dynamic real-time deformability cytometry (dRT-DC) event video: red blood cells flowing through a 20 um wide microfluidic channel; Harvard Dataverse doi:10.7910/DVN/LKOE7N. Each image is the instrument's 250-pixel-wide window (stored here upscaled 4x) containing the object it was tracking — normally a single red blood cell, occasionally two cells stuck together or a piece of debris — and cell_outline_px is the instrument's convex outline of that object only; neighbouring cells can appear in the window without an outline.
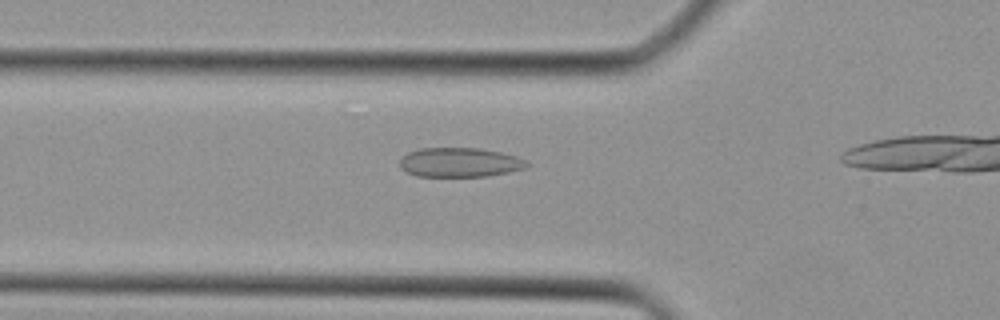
{"species": "Egyptian fruit bat (a non-hibernating species)", "species_latin": "Rousettus aegyptiacus", "temperature_condition": "cold", "stored_images_in_passage": 7, "camera_frame_rate_fps": 3000, "um_per_image_px": 0.085, "animal": {"sex": "female"}, "frame": {"image": 1, "passage_image": 3, "time_ms": 0.667, "image_size_px": [1000, 320], "cell_outline_px": [[532, 164], [524, 168], [508, 172], [488, 176], [416, 176], [400, 168], [400, 160], [408, 152], [420, 148], [476, 148], [500, 152], [516, 156]], "centroid_in_image_um": [39.08, 13.8], "position_along_channel_um": 86.7, "area_um2": 21.62}}
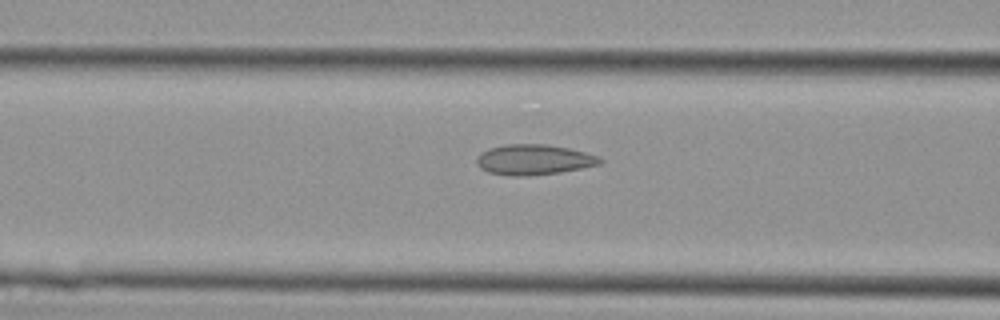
{"frame": {"image": 2, "passage_image": 5, "time_ms": 1.333, "image_size_px": [1000, 320], "cell_outline_px": [[604, 160], [600, 164], [560, 172], [524, 176], [512, 176], [488, 172], [480, 168], [476, 164], [476, 160], [480, 152], [488, 148], [504, 144], [548, 144], [568, 148], [600, 156]], "centroid_in_image_um": [45.35, 13.56], "position_along_channel_um": 121.3, "area_um2": 21.91}}